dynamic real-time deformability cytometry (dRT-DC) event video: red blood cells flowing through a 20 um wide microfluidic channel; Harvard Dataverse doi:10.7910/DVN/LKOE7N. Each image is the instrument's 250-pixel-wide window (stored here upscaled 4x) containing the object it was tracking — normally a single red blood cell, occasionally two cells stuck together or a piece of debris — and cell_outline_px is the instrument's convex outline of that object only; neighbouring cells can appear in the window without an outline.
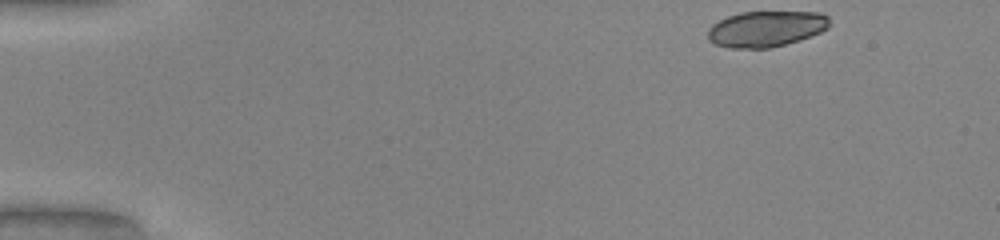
{"species": "common noctule bat (a hibernating species)", "species_latin": "Nyctalus noctula", "temperature_condition": "warm", "stored_images_in_passage": 6, "camera_frame_rate_fps": 3000, "um_per_image_px": 0.085, "animal": {"sex": "male", "body_mass_g": 20.0, "forearm_length_mm": 53.3}, "frame": {"image": 1, "passage_image": 1, "time_ms": 0.0, "image_size_px": [1000, 240], "cell_outline_px": [[828, 28], [820, 32], [784, 44], [768, 48], [732, 48], [716, 44], [708, 40], [708, 28], [712, 24], [728, 16], [740, 12], [820, 12], [828, 16]], "centroid_in_image_um": [65.08, 2.44], "position_along_channel_um": 19.9, "area_um2": 25.14}}